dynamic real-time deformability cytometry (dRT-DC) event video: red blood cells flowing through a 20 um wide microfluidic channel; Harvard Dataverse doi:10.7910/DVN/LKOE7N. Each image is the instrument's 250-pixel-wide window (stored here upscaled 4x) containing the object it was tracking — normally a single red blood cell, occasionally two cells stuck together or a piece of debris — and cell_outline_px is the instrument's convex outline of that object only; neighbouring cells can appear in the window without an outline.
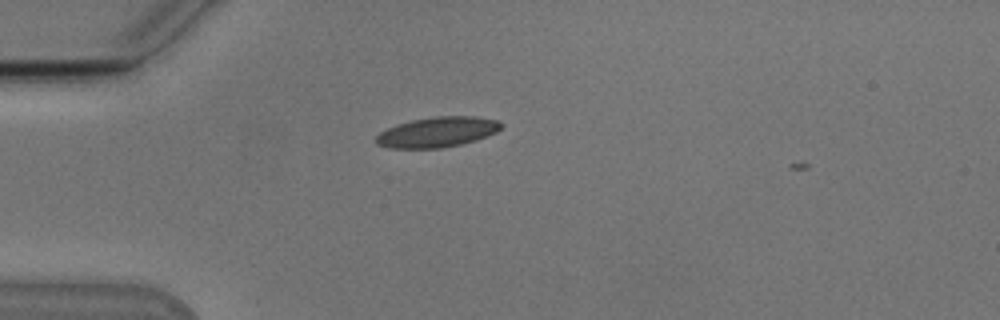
{"species": "Egyptian fruit bat (a non-hibernating species)", "species_latin": "Rousettus aegyptiacus", "temperature_condition": "cold", "stored_images_in_passage": 41, "camera_frame_rate_fps": 3000, "um_per_image_px": 0.085, "animal": {"sex": "male"}, "frame": {"image": 1, "passage_image": 5, "time_ms": 1.333, "image_size_px": [1000, 320], "cell_outline_px": [[504, 124], [496, 132], [476, 140], [460, 144], [440, 148], [388, 148], [376, 144], [376, 136], [380, 132], [396, 124], [412, 120], [436, 116], [476, 116], [496, 120]], "centroid_in_image_um": [37.16, 11.22], "position_along_channel_um": 47.8, "area_um2": 21.96}}
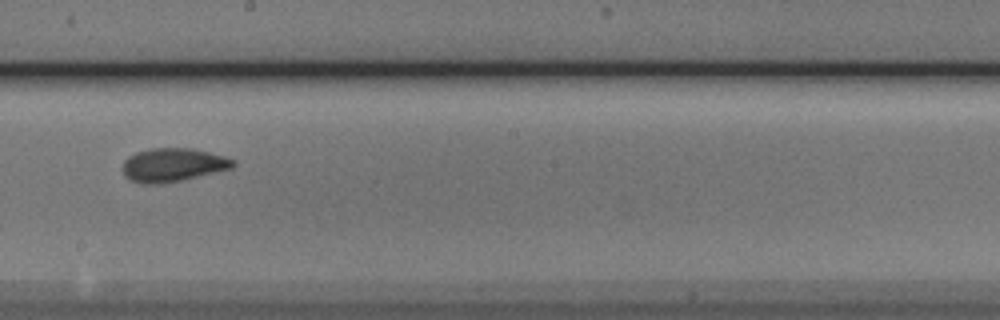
{"frame": {"image": 2, "passage_image": 21, "time_ms": 6.667, "image_size_px": [1000, 320], "cell_outline_px": [[236, 164], [232, 168], [180, 180], [156, 184], [144, 184], [128, 180], [124, 176], [120, 168], [124, 160], [128, 156], [136, 152], [148, 148], [192, 148], [224, 156], [236, 160]], "centroid_in_image_um": [14.63, 14.01], "position_along_channel_um": 233.6, "area_um2": 21.73}}
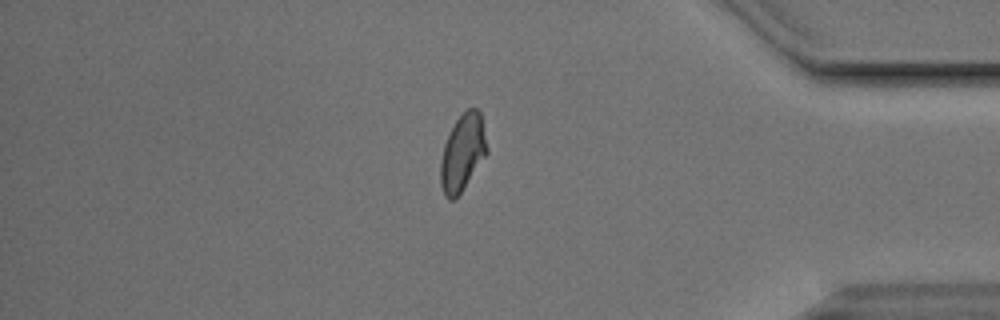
{"frame": {"image": 3, "passage_image": 36, "time_ms": 11.667, "image_size_px": [1000, 320], "cell_outline_px": [[488, 152], [460, 192], [452, 200], [448, 200], [444, 196], [440, 184], [440, 160], [444, 144], [456, 120], [468, 108], [476, 108], [480, 112], [488, 148]], "centroid_in_image_um": [39.3, 12.98], "position_along_channel_um": 395.9, "area_um2": 20.46}, "authors_computed_cell_mechanics": {"area_um2": 20.9236, "velocity_mm_per_s": 3.81, "shape_relaxation_time_tau1_ms": 3.3422, "shape_relaxation_time_tau2_ms": 1.2435, "deformation_change_tau1": 0.1144, "deformation_change_tau2": 0.0521}}